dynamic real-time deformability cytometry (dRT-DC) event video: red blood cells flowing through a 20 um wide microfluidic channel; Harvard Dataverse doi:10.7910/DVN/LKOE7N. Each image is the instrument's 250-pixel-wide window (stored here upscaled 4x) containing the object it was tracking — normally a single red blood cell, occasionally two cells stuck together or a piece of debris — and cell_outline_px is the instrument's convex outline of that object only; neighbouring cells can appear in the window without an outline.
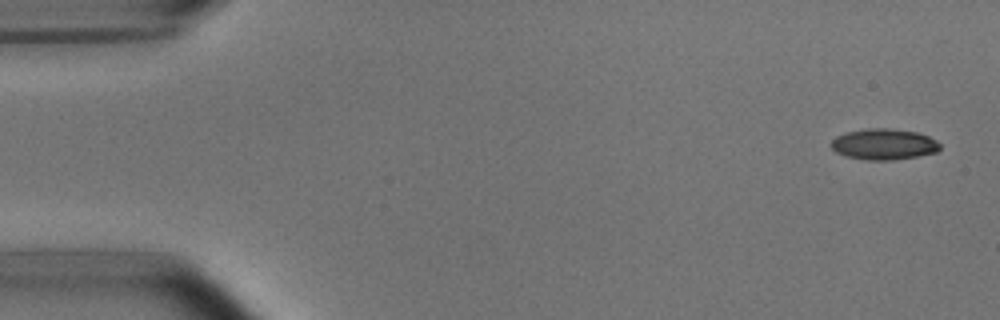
{"species": "common noctule bat (a hibernating species)", "species_latin": "Nyctalus noctula", "temperature_condition": "room temperature", "stored_images_in_passage": 5, "camera_frame_rate_fps": 3000, "um_per_image_px": 0.085, "animal": {"sex": "male", "body_mass_g": 15.6}, "frame": {"image": 1, "passage_image": 1, "time_ms": 0.0, "image_size_px": [1000, 320], "cell_outline_px": [[940, 148], [936, 152], [916, 156], [892, 160], [868, 160], [848, 156], [836, 152], [828, 144], [836, 136], [844, 132], [868, 128], [888, 128], [916, 132], [928, 136], [936, 140], [940, 144]], "centroid_in_image_um": [75.09, 12.25], "position_along_channel_um": 9.9, "area_um2": 19.59}}
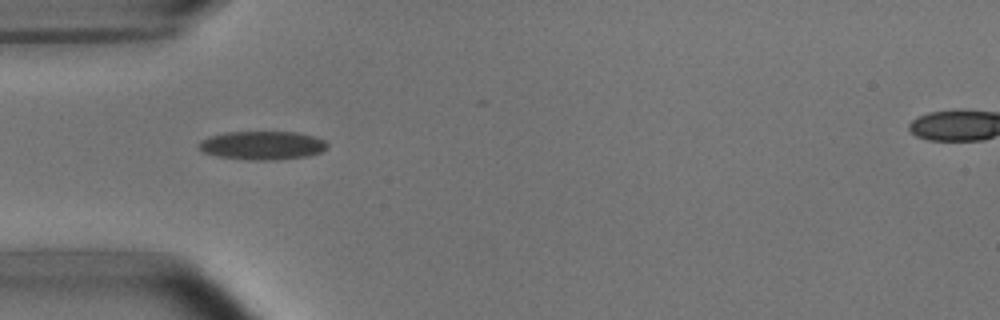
{"frame": {"image": 2, "passage_image": 4, "time_ms": 4.667, "image_size_px": [1000, 320], "cell_outline_px": [[328, 144], [320, 152], [308, 156], [276, 160], [252, 160], [220, 156], [204, 152], [200, 148], [200, 140], [208, 136], [224, 132], [296, 132], [312, 136], [324, 140]], "centroid_in_image_um": [22.29, 12.35], "position_along_channel_um": 62.7, "area_um2": 21.15}}